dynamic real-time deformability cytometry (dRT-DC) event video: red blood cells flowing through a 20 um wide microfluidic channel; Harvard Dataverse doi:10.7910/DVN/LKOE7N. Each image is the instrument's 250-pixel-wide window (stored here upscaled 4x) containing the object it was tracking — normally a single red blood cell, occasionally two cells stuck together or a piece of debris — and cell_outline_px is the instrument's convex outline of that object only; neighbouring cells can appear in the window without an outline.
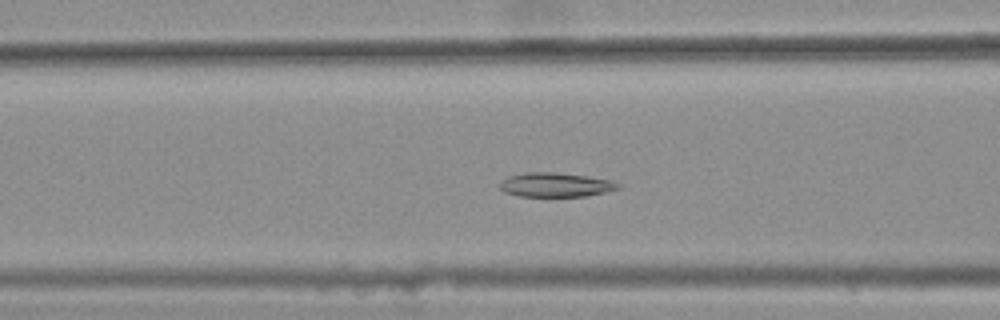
{"species": "common noctule bat (a hibernating species)", "species_latin": "Nyctalus noctula", "temperature_condition": "warm", "stored_images_in_passage": 30, "camera_frame_rate_fps": 3000, "um_per_image_px": 0.085, "animal": {"sex": "female", "body_mass_g": 25.1}, "frame": {"image": 1, "passage_image": 6, "time_ms": 1.667, "image_size_px": [1000, 320], "cell_outline_px": [[620, 188], [588, 196], [520, 196], [504, 192], [500, 188], [500, 180], [508, 176], [524, 172], [556, 172], [612, 180], [620, 184]], "centroid_in_image_um": [47.19, 15.7], "position_along_channel_um": 119.4, "area_um2": 16.7}}
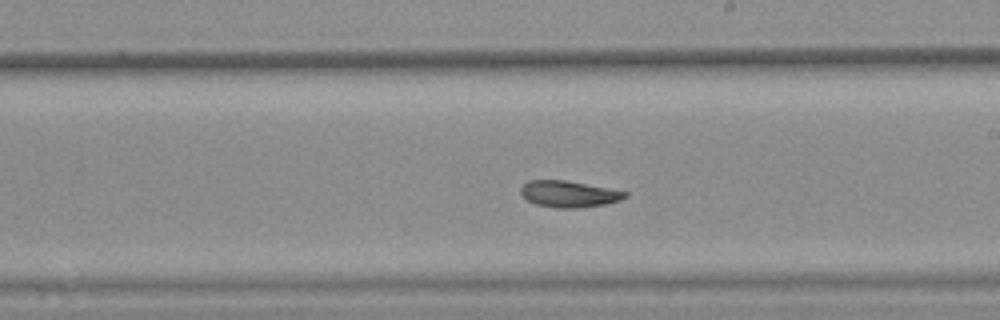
{"frame": {"image": 2, "passage_image": 16, "time_ms": 5.0, "image_size_px": [1000, 320], "cell_outline_px": [[628, 196], [620, 200], [604, 204], [576, 208], [556, 208], [536, 204], [528, 200], [520, 192], [520, 188], [528, 180], [564, 180], [608, 188], [628, 192]], "centroid_in_image_um": [48.35, 16.49], "position_along_channel_um": 240.7, "area_um2": 15.9}}
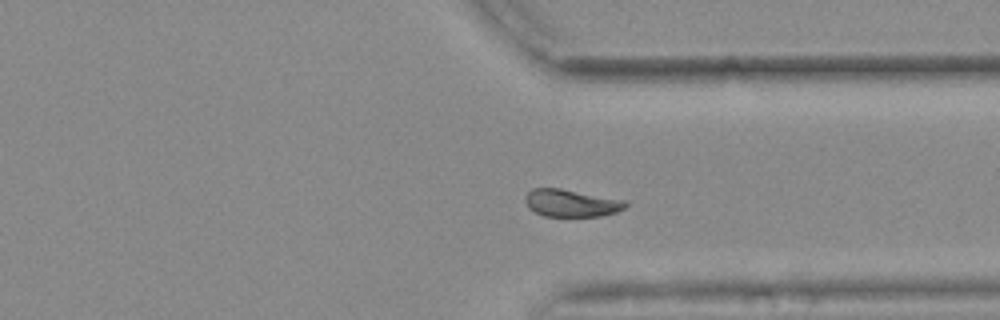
{"frame": {"image": 3, "passage_image": 26, "time_ms": 8.333, "image_size_px": [1000, 320], "cell_outline_px": [[628, 204], [624, 208], [616, 212], [600, 216], [544, 216], [528, 208], [524, 200], [524, 196], [532, 188], [560, 188], [624, 200]], "centroid_in_image_um": [48.51, 17.26], "position_along_channel_um": 362.9, "area_um2": 15.95}, "authors_computed_cell_mechanics": {"area_um2": 16.2418, "velocity_mm_per_s": 3.6466, "shape_relaxation_time_tau1_ms": null, "shape_relaxation_time_tau2_ms": 3.8736, "deformation_change_tau1": null, "deformation_change_tau2": 0.0615}}